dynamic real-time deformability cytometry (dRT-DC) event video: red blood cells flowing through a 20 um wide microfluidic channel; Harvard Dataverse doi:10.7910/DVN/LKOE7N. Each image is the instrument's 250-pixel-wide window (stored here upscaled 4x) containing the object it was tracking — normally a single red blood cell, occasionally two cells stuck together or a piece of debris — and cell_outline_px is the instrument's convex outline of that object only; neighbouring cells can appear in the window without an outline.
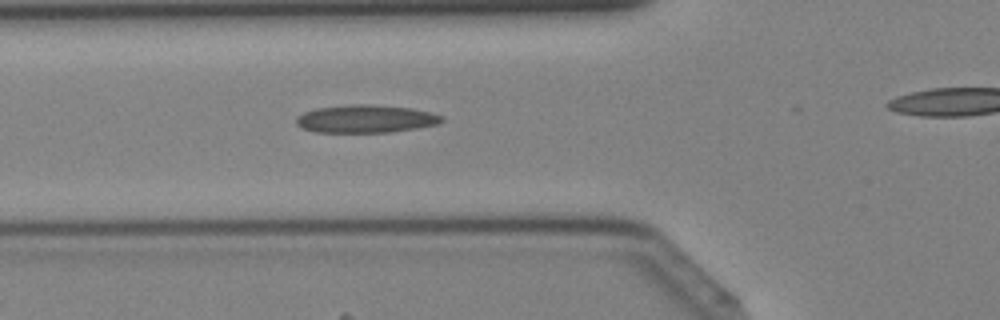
{"species": "Egyptian fruit bat (a non-hibernating species)", "species_latin": "Rousettus aegyptiacus", "temperature_condition": "cold", "stored_images_in_passage": 23, "camera_frame_rate_fps": 3000, "um_per_image_px": 0.085, "animal": {"sex": "female"}, "frame": {"image": 1, "passage_image": 16, "time_ms": 5.0, "image_size_px": [1000, 320], "cell_outline_px": [[444, 120], [440, 124], [416, 128], [388, 132], [316, 132], [304, 128], [296, 124], [296, 116], [304, 112], [316, 108], [348, 104], [372, 104], [412, 108], [432, 112], [444, 116]], "centroid_in_image_um": [31.12, 10.09], "position_along_channel_um": 94.7, "area_um2": 23.81}}
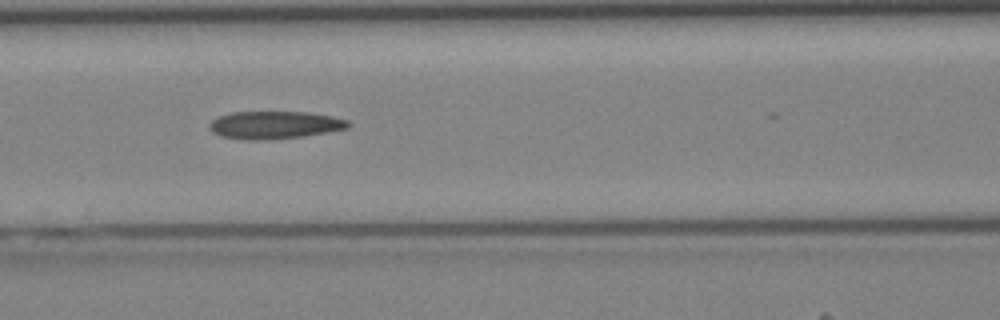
{"frame": {"image": 2, "passage_image": 19, "time_ms": 6.0, "image_size_px": [1000, 320], "cell_outline_px": [[352, 124], [348, 128], [304, 136], [260, 140], [240, 140], [220, 136], [212, 132], [208, 128], [208, 124], [216, 116], [232, 112], [308, 112], [332, 116], [348, 120]], "centroid_in_image_um": [23.29, 10.62], "position_along_channel_um": 143.3, "area_um2": 22.6}}
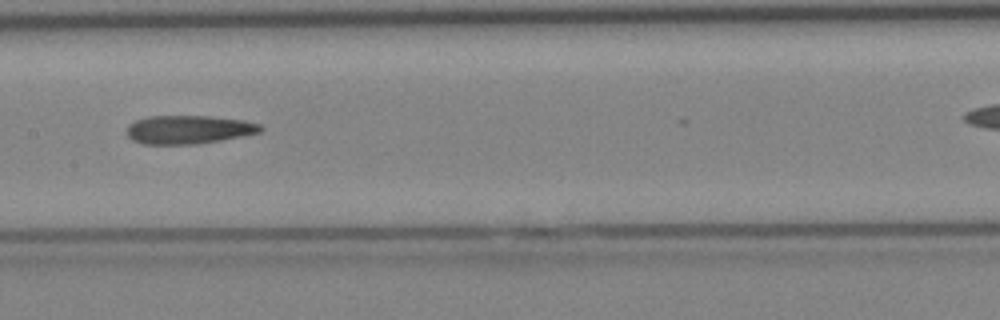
{"frame": {"image": 3, "passage_image": 22, "time_ms": 7.0, "image_size_px": [1000, 320], "cell_outline_px": [[264, 128], [260, 132], [220, 140], [196, 144], [144, 144], [132, 140], [124, 132], [128, 124], [136, 120], [148, 116], [208, 116], [244, 120], [260, 124]], "centroid_in_image_um": [15.98, 11.01], "position_along_channel_um": 191.4, "area_um2": 22.25}}